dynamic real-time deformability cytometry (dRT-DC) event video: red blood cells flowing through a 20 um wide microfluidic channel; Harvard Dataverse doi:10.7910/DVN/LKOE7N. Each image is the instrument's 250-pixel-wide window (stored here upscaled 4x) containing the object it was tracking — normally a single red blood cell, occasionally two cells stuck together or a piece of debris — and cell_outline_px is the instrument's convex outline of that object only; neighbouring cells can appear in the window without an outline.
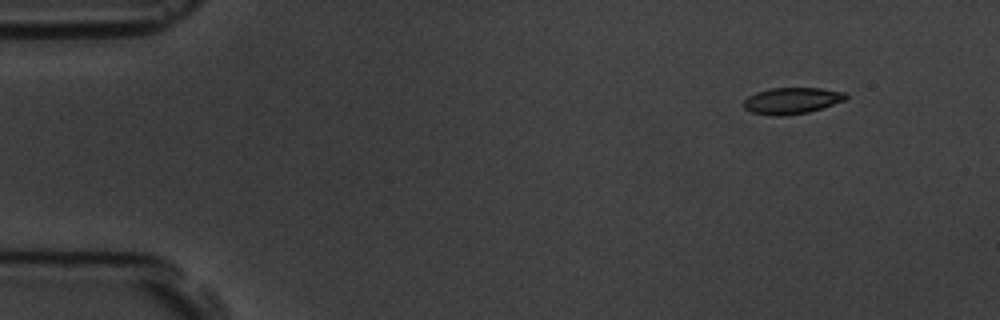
{"species": "common noctule bat (a hibernating species)", "species_latin": "Nyctalus noctula", "temperature_condition": "room temperature", "stored_images_in_passage": 5, "camera_frame_rate_fps": 3000, "um_per_image_px": 0.085, "animal": {"sex": "male", "body_mass_g": 19.5, "forearm_length_mm": 54.6}, "frame": {"image": 1, "passage_image": 2, "time_ms": 1.333, "image_size_px": [1000, 320], "cell_outline_px": [[848, 96], [844, 100], [808, 112], [784, 116], [772, 116], [752, 112], [744, 108], [744, 100], [748, 96], [756, 92], [772, 88], [820, 88], [844, 92]], "centroid_in_image_um": [67.27, 8.56], "position_along_channel_um": 17.7, "area_um2": 15.55}}